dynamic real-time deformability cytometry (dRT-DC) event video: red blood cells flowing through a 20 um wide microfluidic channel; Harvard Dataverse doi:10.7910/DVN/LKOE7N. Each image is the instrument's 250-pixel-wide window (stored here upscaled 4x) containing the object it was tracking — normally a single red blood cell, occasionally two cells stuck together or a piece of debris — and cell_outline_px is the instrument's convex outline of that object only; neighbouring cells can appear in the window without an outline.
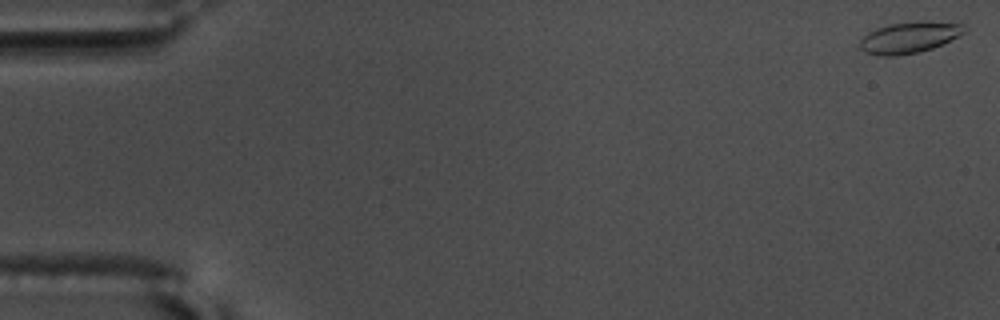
{"species": "common noctule bat (a hibernating species)", "species_latin": "Nyctalus noctula", "temperature_condition": "warm", "stored_images_in_passage": 57, "camera_frame_rate_fps": 3000, "um_per_image_px": 0.085, "animal": {"sex": "male", "body_mass_g": 17.5, "forearm_length_mm": 52.3}, "frame": {"image": 1, "passage_image": 1, "time_ms": 0.0, "image_size_px": [1000, 320], "cell_outline_px": [[964, 32], [932, 48], [920, 52], [896, 56], [880, 56], [868, 52], [860, 48], [860, 40], [868, 32], [876, 28], [892, 24], [964, 24]], "centroid_in_image_um": [77.17, 3.25], "position_along_channel_um": 7.8, "area_um2": 17.69}}
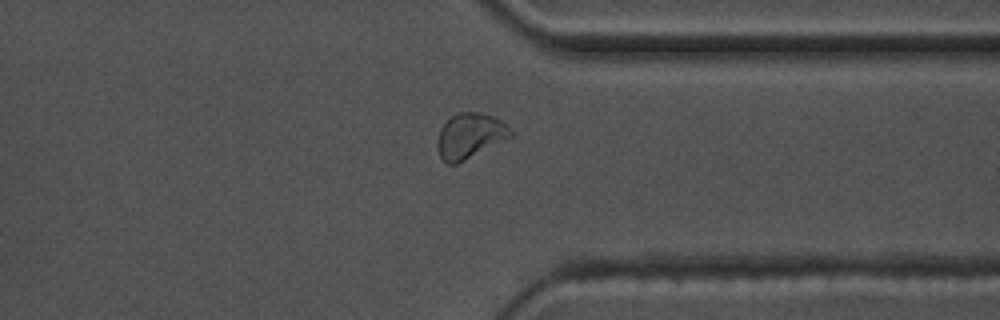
{"frame": {"image": 2, "passage_image": 44, "time_ms": 14.333, "image_size_px": [1000, 320], "cell_outline_px": [[512, 136], [456, 164], [448, 164], [440, 156], [436, 148], [436, 144], [440, 128], [456, 112], [480, 112], [492, 116], [508, 124], [512, 132]], "centroid_in_image_um": [39.92, 11.53], "position_along_channel_um": 371.5, "area_um2": 19.13}}